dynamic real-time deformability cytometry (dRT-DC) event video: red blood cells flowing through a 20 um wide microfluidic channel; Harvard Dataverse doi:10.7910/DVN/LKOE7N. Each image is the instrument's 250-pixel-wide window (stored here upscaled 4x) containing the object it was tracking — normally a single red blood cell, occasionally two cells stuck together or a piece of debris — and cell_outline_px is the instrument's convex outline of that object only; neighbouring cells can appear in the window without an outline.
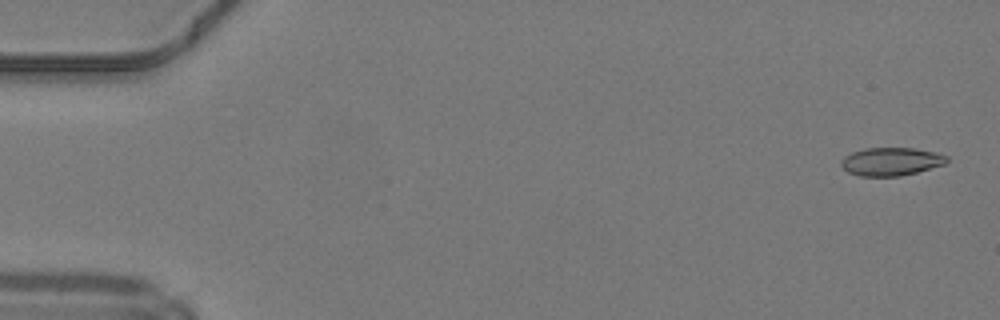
{"species": "common noctule bat (a hibernating species)", "species_latin": "Nyctalus noctula", "temperature_condition": "warm", "stored_images_in_passage": 49, "camera_frame_rate_fps": 3000, "um_per_image_px": 0.085, "animal": {"sex": "male", "body_mass_g": 19.2, "forearm_length_mm": 51.8}, "frame": {"image": 1, "passage_image": 2, "time_ms": 0.333, "image_size_px": [1000, 320], "cell_outline_px": [[948, 160], [944, 164], [916, 172], [900, 176], [860, 176], [848, 172], [840, 164], [840, 160], [844, 156], [852, 152], [864, 148], [916, 148], [936, 152], [948, 156]], "centroid_in_image_um": [75.73, 13.72], "position_along_channel_um": 9.3, "area_um2": 17.34}}
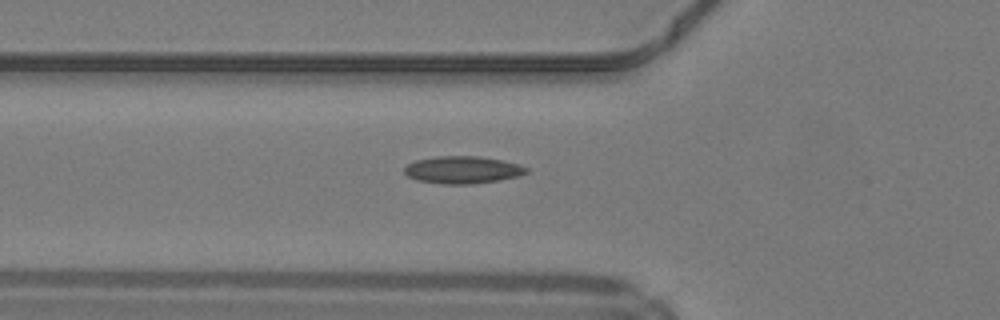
{"frame": {"image": 2, "passage_image": 18, "time_ms": 5.667, "image_size_px": [1000, 320], "cell_outline_px": [[528, 172], [516, 176], [500, 180], [472, 184], [444, 184], [416, 180], [408, 176], [404, 172], [404, 168], [408, 164], [416, 160], [436, 156], [480, 156], [500, 160], [516, 164], [528, 168]], "centroid_in_image_um": [39.29, 14.44], "position_along_channel_um": 86.5, "area_um2": 19.31}}
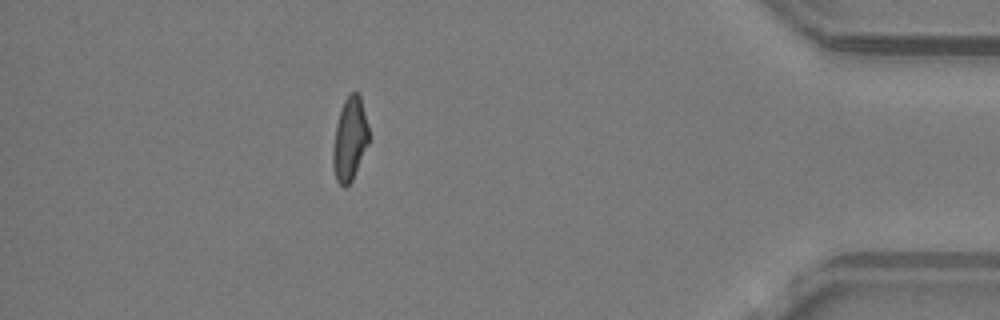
{"frame": {"image": 3, "passage_image": 44, "time_ms": 14.333, "image_size_px": [1000, 320], "cell_outline_px": [[368, 144], [352, 180], [344, 188], [336, 180], [332, 164], [332, 148], [336, 124], [340, 108], [348, 92], [360, 92], [368, 124]], "centroid_in_image_um": [29.72, 11.77], "position_along_channel_um": 405.5, "area_um2": 17.69}, "authors_computed_cell_mechanics": {"area_um2": 17.7446, "velocity_mm_per_s": 4.2338, "shape_relaxation_time_tau1_ms": 10.4315, "shape_relaxation_time_tau2_ms": 2.6767, "deformation_change_tau1": 0.2379, "deformation_change_tau2": 0.096}}